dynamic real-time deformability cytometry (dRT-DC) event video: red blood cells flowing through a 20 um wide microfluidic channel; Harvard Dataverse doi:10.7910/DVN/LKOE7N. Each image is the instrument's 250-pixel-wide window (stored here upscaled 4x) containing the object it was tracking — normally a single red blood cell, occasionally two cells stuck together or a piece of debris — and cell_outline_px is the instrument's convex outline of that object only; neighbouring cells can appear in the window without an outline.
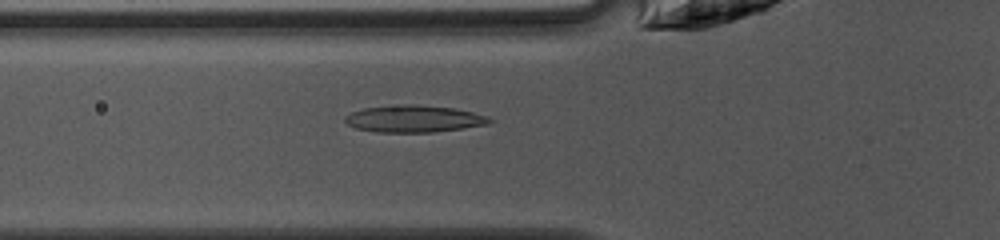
{"species": "common noctule bat (a hibernating species)", "species_latin": "Nyctalus noctula", "temperature_condition": "warm", "stored_images_in_passage": 49, "camera_frame_rate_fps": 3000, "um_per_image_px": 0.085, "animal": {"sex": "female", "body_mass_g": 10.0, "forearm_length_mm": 53.1}, "frame": {"image": 1, "passage_image": 17, "time_ms": 5.333, "image_size_px": [1000, 240], "cell_outline_px": [[492, 120], [488, 124], [432, 132], [376, 132], [356, 128], [348, 124], [344, 120], [344, 116], [352, 112], [364, 108], [404, 104], [412, 104], [456, 108], [488, 116]], "centroid_in_image_um": [35.16, 10.09], "position_along_channel_um": 90.6, "area_um2": 22.54}}
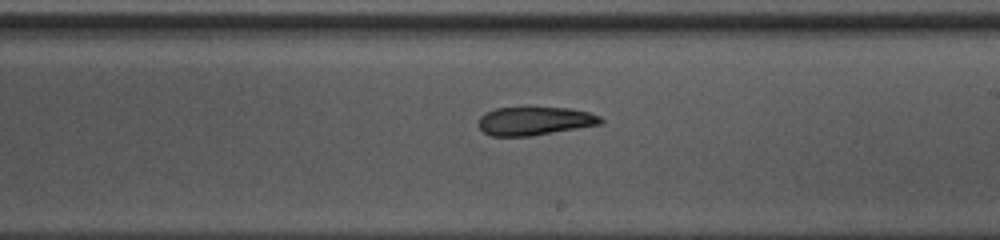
{"frame": {"image": 2, "passage_image": 28, "time_ms": 9.0, "image_size_px": [1000, 240], "cell_outline_px": [[604, 124], [532, 136], [492, 136], [484, 132], [476, 124], [480, 116], [484, 112], [496, 108], [568, 108], [588, 112], [600, 116], [604, 120]], "centroid_in_image_um": [45.45, 10.29], "position_along_channel_um": 243.6, "area_um2": 20.4}}
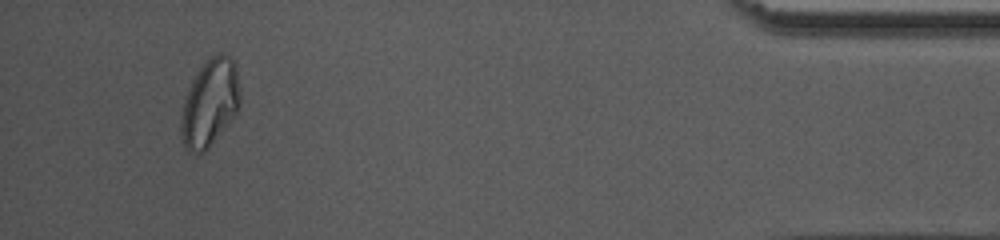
{"frame": {"image": 3, "passage_image": 45, "time_ms": 14.667, "image_size_px": [1000, 240], "cell_outline_px": [[240, 104], [236, 112], [208, 148], [204, 152], [188, 152], [184, 148], [180, 132], [180, 120], [184, 100], [192, 80], [196, 72], [208, 56], [220, 52], [228, 56], [232, 60], [236, 72], [240, 92]], "centroid_in_image_um": [17.8, 8.74], "position_along_channel_um": 417.4, "area_um2": 29.82}}